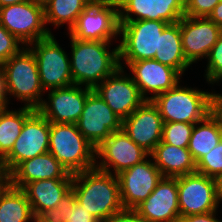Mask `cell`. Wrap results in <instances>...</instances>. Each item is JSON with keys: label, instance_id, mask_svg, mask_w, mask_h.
Here are the masks:
<instances>
[{"label": "cell", "instance_id": "cell-21", "mask_svg": "<svg viewBox=\"0 0 222 222\" xmlns=\"http://www.w3.org/2000/svg\"><path fill=\"white\" fill-rule=\"evenodd\" d=\"M119 22L137 20L177 23L185 14V0H117ZM136 15V18H133Z\"/></svg>", "mask_w": 222, "mask_h": 222}, {"label": "cell", "instance_id": "cell-25", "mask_svg": "<svg viewBox=\"0 0 222 222\" xmlns=\"http://www.w3.org/2000/svg\"><path fill=\"white\" fill-rule=\"evenodd\" d=\"M154 60L176 69L181 75L191 65L183 54L178 22L169 24L159 35V52H156Z\"/></svg>", "mask_w": 222, "mask_h": 222}, {"label": "cell", "instance_id": "cell-4", "mask_svg": "<svg viewBox=\"0 0 222 222\" xmlns=\"http://www.w3.org/2000/svg\"><path fill=\"white\" fill-rule=\"evenodd\" d=\"M210 92L182 87L179 83L152 102L158 107L163 123L185 122L195 124L209 114Z\"/></svg>", "mask_w": 222, "mask_h": 222}, {"label": "cell", "instance_id": "cell-12", "mask_svg": "<svg viewBox=\"0 0 222 222\" xmlns=\"http://www.w3.org/2000/svg\"><path fill=\"white\" fill-rule=\"evenodd\" d=\"M75 124L95 148L113 132L122 130V120L94 90L87 96L81 116Z\"/></svg>", "mask_w": 222, "mask_h": 222}, {"label": "cell", "instance_id": "cell-40", "mask_svg": "<svg viewBox=\"0 0 222 222\" xmlns=\"http://www.w3.org/2000/svg\"><path fill=\"white\" fill-rule=\"evenodd\" d=\"M10 183V174L6 169L3 158L0 157V192Z\"/></svg>", "mask_w": 222, "mask_h": 222}, {"label": "cell", "instance_id": "cell-19", "mask_svg": "<svg viewBox=\"0 0 222 222\" xmlns=\"http://www.w3.org/2000/svg\"><path fill=\"white\" fill-rule=\"evenodd\" d=\"M132 71V80L138 86L141 96L145 100H152L157 95L170 90L180 83L182 75L174 68L149 59L135 62H125ZM150 92L152 96H146Z\"/></svg>", "mask_w": 222, "mask_h": 222}, {"label": "cell", "instance_id": "cell-41", "mask_svg": "<svg viewBox=\"0 0 222 222\" xmlns=\"http://www.w3.org/2000/svg\"><path fill=\"white\" fill-rule=\"evenodd\" d=\"M208 18L222 28V0L214 7Z\"/></svg>", "mask_w": 222, "mask_h": 222}, {"label": "cell", "instance_id": "cell-8", "mask_svg": "<svg viewBox=\"0 0 222 222\" xmlns=\"http://www.w3.org/2000/svg\"><path fill=\"white\" fill-rule=\"evenodd\" d=\"M0 24L25 46L52 34L45 28L44 6L33 0L0 8Z\"/></svg>", "mask_w": 222, "mask_h": 222}, {"label": "cell", "instance_id": "cell-33", "mask_svg": "<svg viewBox=\"0 0 222 222\" xmlns=\"http://www.w3.org/2000/svg\"><path fill=\"white\" fill-rule=\"evenodd\" d=\"M207 60L204 76L209 84L214 85V83L222 81V31L217 43L210 50Z\"/></svg>", "mask_w": 222, "mask_h": 222}, {"label": "cell", "instance_id": "cell-27", "mask_svg": "<svg viewBox=\"0 0 222 222\" xmlns=\"http://www.w3.org/2000/svg\"><path fill=\"white\" fill-rule=\"evenodd\" d=\"M221 139L222 130L209 114L202 121L195 123L187 147L195 163L217 146Z\"/></svg>", "mask_w": 222, "mask_h": 222}, {"label": "cell", "instance_id": "cell-9", "mask_svg": "<svg viewBox=\"0 0 222 222\" xmlns=\"http://www.w3.org/2000/svg\"><path fill=\"white\" fill-rule=\"evenodd\" d=\"M27 47L35 56L40 83L45 92L73 85L70 57L57 43L53 34L32 42Z\"/></svg>", "mask_w": 222, "mask_h": 222}, {"label": "cell", "instance_id": "cell-2", "mask_svg": "<svg viewBox=\"0 0 222 222\" xmlns=\"http://www.w3.org/2000/svg\"><path fill=\"white\" fill-rule=\"evenodd\" d=\"M69 36L73 84L94 89L120 67L118 46L109 51L111 42L84 41Z\"/></svg>", "mask_w": 222, "mask_h": 222}, {"label": "cell", "instance_id": "cell-10", "mask_svg": "<svg viewBox=\"0 0 222 222\" xmlns=\"http://www.w3.org/2000/svg\"><path fill=\"white\" fill-rule=\"evenodd\" d=\"M178 201L180 216L217 211L216 179L198 172L178 176Z\"/></svg>", "mask_w": 222, "mask_h": 222}, {"label": "cell", "instance_id": "cell-45", "mask_svg": "<svg viewBox=\"0 0 222 222\" xmlns=\"http://www.w3.org/2000/svg\"><path fill=\"white\" fill-rule=\"evenodd\" d=\"M7 107L0 101V114L6 109Z\"/></svg>", "mask_w": 222, "mask_h": 222}, {"label": "cell", "instance_id": "cell-28", "mask_svg": "<svg viewBox=\"0 0 222 222\" xmlns=\"http://www.w3.org/2000/svg\"><path fill=\"white\" fill-rule=\"evenodd\" d=\"M34 108L23 106L18 110L6 108L0 114V157L4 158L13 148L21 134L25 121L35 112Z\"/></svg>", "mask_w": 222, "mask_h": 222}, {"label": "cell", "instance_id": "cell-30", "mask_svg": "<svg viewBox=\"0 0 222 222\" xmlns=\"http://www.w3.org/2000/svg\"><path fill=\"white\" fill-rule=\"evenodd\" d=\"M94 0H50L44 5L45 23L59 27L68 23L70 31L78 16Z\"/></svg>", "mask_w": 222, "mask_h": 222}, {"label": "cell", "instance_id": "cell-32", "mask_svg": "<svg viewBox=\"0 0 222 222\" xmlns=\"http://www.w3.org/2000/svg\"><path fill=\"white\" fill-rule=\"evenodd\" d=\"M196 172L212 178L222 173V139L196 163Z\"/></svg>", "mask_w": 222, "mask_h": 222}, {"label": "cell", "instance_id": "cell-29", "mask_svg": "<svg viewBox=\"0 0 222 222\" xmlns=\"http://www.w3.org/2000/svg\"><path fill=\"white\" fill-rule=\"evenodd\" d=\"M38 218L44 222H99L76 201L73 189L63 196L57 207L44 211Z\"/></svg>", "mask_w": 222, "mask_h": 222}, {"label": "cell", "instance_id": "cell-20", "mask_svg": "<svg viewBox=\"0 0 222 222\" xmlns=\"http://www.w3.org/2000/svg\"><path fill=\"white\" fill-rule=\"evenodd\" d=\"M134 210L147 222H179L178 177H163Z\"/></svg>", "mask_w": 222, "mask_h": 222}, {"label": "cell", "instance_id": "cell-18", "mask_svg": "<svg viewBox=\"0 0 222 222\" xmlns=\"http://www.w3.org/2000/svg\"><path fill=\"white\" fill-rule=\"evenodd\" d=\"M183 54L192 65L197 60L207 58L217 43L222 28L208 17H186L179 21Z\"/></svg>", "mask_w": 222, "mask_h": 222}, {"label": "cell", "instance_id": "cell-7", "mask_svg": "<svg viewBox=\"0 0 222 222\" xmlns=\"http://www.w3.org/2000/svg\"><path fill=\"white\" fill-rule=\"evenodd\" d=\"M118 2L94 0L78 16L69 34L84 41H107L119 35Z\"/></svg>", "mask_w": 222, "mask_h": 222}, {"label": "cell", "instance_id": "cell-26", "mask_svg": "<svg viewBox=\"0 0 222 222\" xmlns=\"http://www.w3.org/2000/svg\"><path fill=\"white\" fill-rule=\"evenodd\" d=\"M34 219L24 191L9 183L0 192V222H29Z\"/></svg>", "mask_w": 222, "mask_h": 222}, {"label": "cell", "instance_id": "cell-43", "mask_svg": "<svg viewBox=\"0 0 222 222\" xmlns=\"http://www.w3.org/2000/svg\"><path fill=\"white\" fill-rule=\"evenodd\" d=\"M25 1H29V0H0V8L8 6V5H12V4L22 3Z\"/></svg>", "mask_w": 222, "mask_h": 222}, {"label": "cell", "instance_id": "cell-14", "mask_svg": "<svg viewBox=\"0 0 222 222\" xmlns=\"http://www.w3.org/2000/svg\"><path fill=\"white\" fill-rule=\"evenodd\" d=\"M124 73V69L119 67L93 89L121 120L127 118L145 101L131 75Z\"/></svg>", "mask_w": 222, "mask_h": 222}, {"label": "cell", "instance_id": "cell-44", "mask_svg": "<svg viewBox=\"0 0 222 222\" xmlns=\"http://www.w3.org/2000/svg\"><path fill=\"white\" fill-rule=\"evenodd\" d=\"M35 1L36 3L40 4V5H45L47 2H49L50 0H33Z\"/></svg>", "mask_w": 222, "mask_h": 222}, {"label": "cell", "instance_id": "cell-39", "mask_svg": "<svg viewBox=\"0 0 222 222\" xmlns=\"http://www.w3.org/2000/svg\"><path fill=\"white\" fill-rule=\"evenodd\" d=\"M8 95H10L8 80L4 67L0 65V101L8 108Z\"/></svg>", "mask_w": 222, "mask_h": 222}, {"label": "cell", "instance_id": "cell-42", "mask_svg": "<svg viewBox=\"0 0 222 222\" xmlns=\"http://www.w3.org/2000/svg\"><path fill=\"white\" fill-rule=\"evenodd\" d=\"M215 179H216L218 196H219L220 201H222V173L218 175Z\"/></svg>", "mask_w": 222, "mask_h": 222}, {"label": "cell", "instance_id": "cell-38", "mask_svg": "<svg viewBox=\"0 0 222 222\" xmlns=\"http://www.w3.org/2000/svg\"><path fill=\"white\" fill-rule=\"evenodd\" d=\"M216 214V211H213L204 214L180 216L179 222H222L215 217Z\"/></svg>", "mask_w": 222, "mask_h": 222}, {"label": "cell", "instance_id": "cell-1", "mask_svg": "<svg viewBox=\"0 0 222 222\" xmlns=\"http://www.w3.org/2000/svg\"><path fill=\"white\" fill-rule=\"evenodd\" d=\"M76 201L101 222L123 210L117 175L96 167L73 174Z\"/></svg>", "mask_w": 222, "mask_h": 222}, {"label": "cell", "instance_id": "cell-17", "mask_svg": "<svg viewBox=\"0 0 222 222\" xmlns=\"http://www.w3.org/2000/svg\"><path fill=\"white\" fill-rule=\"evenodd\" d=\"M122 131L149 154L162 141L163 120L152 100H145L122 120Z\"/></svg>", "mask_w": 222, "mask_h": 222}, {"label": "cell", "instance_id": "cell-6", "mask_svg": "<svg viewBox=\"0 0 222 222\" xmlns=\"http://www.w3.org/2000/svg\"><path fill=\"white\" fill-rule=\"evenodd\" d=\"M119 35L122 37L118 45L119 65L121 60L135 62L154 59L159 52V35L169 25L166 21L137 20L119 22Z\"/></svg>", "mask_w": 222, "mask_h": 222}, {"label": "cell", "instance_id": "cell-5", "mask_svg": "<svg viewBox=\"0 0 222 222\" xmlns=\"http://www.w3.org/2000/svg\"><path fill=\"white\" fill-rule=\"evenodd\" d=\"M7 75L10 95L25 101L24 106L37 110L43 102L38 65L33 52L23 48L2 64Z\"/></svg>", "mask_w": 222, "mask_h": 222}, {"label": "cell", "instance_id": "cell-24", "mask_svg": "<svg viewBox=\"0 0 222 222\" xmlns=\"http://www.w3.org/2000/svg\"><path fill=\"white\" fill-rule=\"evenodd\" d=\"M163 177H178L196 172V163L187 147L161 141L149 154Z\"/></svg>", "mask_w": 222, "mask_h": 222}, {"label": "cell", "instance_id": "cell-34", "mask_svg": "<svg viewBox=\"0 0 222 222\" xmlns=\"http://www.w3.org/2000/svg\"><path fill=\"white\" fill-rule=\"evenodd\" d=\"M21 42L0 24V65L17 54L23 47ZM20 44V46H19Z\"/></svg>", "mask_w": 222, "mask_h": 222}, {"label": "cell", "instance_id": "cell-3", "mask_svg": "<svg viewBox=\"0 0 222 222\" xmlns=\"http://www.w3.org/2000/svg\"><path fill=\"white\" fill-rule=\"evenodd\" d=\"M48 152L71 174L92 169L98 161L96 148L79 132L76 124L50 123Z\"/></svg>", "mask_w": 222, "mask_h": 222}, {"label": "cell", "instance_id": "cell-11", "mask_svg": "<svg viewBox=\"0 0 222 222\" xmlns=\"http://www.w3.org/2000/svg\"><path fill=\"white\" fill-rule=\"evenodd\" d=\"M50 122L36 110L24 123L12 150L3 158L9 174L23 161L48 152Z\"/></svg>", "mask_w": 222, "mask_h": 222}, {"label": "cell", "instance_id": "cell-16", "mask_svg": "<svg viewBox=\"0 0 222 222\" xmlns=\"http://www.w3.org/2000/svg\"><path fill=\"white\" fill-rule=\"evenodd\" d=\"M92 88L73 84L51 89L48 102L43 101L37 109L50 123L75 124L81 116L87 96Z\"/></svg>", "mask_w": 222, "mask_h": 222}, {"label": "cell", "instance_id": "cell-31", "mask_svg": "<svg viewBox=\"0 0 222 222\" xmlns=\"http://www.w3.org/2000/svg\"><path fill=\"white\" fill-rule=\"evenodd\" d=\"M194 124L185 122L163 123L162 141L176 147H188Z\"/></svg>", "mask_w": 222, "mask_h": 222}, {"label": "cell", "instance_id": "cell-36", "mask_svg": "<svg viewBox=\"0 0 222 222\" xmlns=\"http://www.w3.org/2000/svg\"><path fill=\"white\" fill-rule=\"evenodd\" d=\"M209 115L222 130V94L211 92L209 98Z\"/></svg>", "mask_w": 222, "mask_h": 222}, {"label": "cell", "instance_id": "cell-46", "mask_svg": "<svg viewBox=\"0 0 222 222\" xmlns=\"http://www.w3.org/2000/svg\"><path fill=\"white\" fill-rule=\"evenodd\" d=\"M32 222H44V221L40 220L38 217H35V219Z\"/></svg>", "mask_w": 222, "mask_h": 222}, {"label": "cell", "instance_id": "cell-15", "mask_svg": "<svg viewBox=\"0 0 222 222\" xmlns=\"http://www.w3.org/2000/svg\"><path fill=\"white\" fill-rule=\"evenodd\" d=\"M152 160L145 159L117 175L124 209H135L147 199L163 178Z\"/></svg>", "mask_w": 222, "mask_h": 222}, {"label": "cell", "instance_id": "cell-35", "mask_svg": "<svg viewBox=\"0 0 222 222\" xmlns=\"http://www.w3.org/2000/svg\"><path fill=\"white\" fill-rule=\"evenodd\" d=\"M221 0H185L186 17H208Z\"/></svg>", "mask_w": 222, "mask_h": 222}, {"label": "cell", "instance_id": "cell-23", "mask_svg": "<svg viewBox=\"0 0 222 222\" xmlns=\"http://www.w3.org/2000/svg\"><path fill=\"white\" fill-rule=\"evenodd\" d=\"M73 178H53L27 183L26 194L35 217L58 206L60 200L72 189Z\"/></svg>", "mask_w": 222, "mask_h": 222}, {"label": "cell", "instance_id": "cell-37", "mask_svg": "<svg viewBox=\"0 0 222 222\" xmlns=\"http://www.w3.org/2000/svg\"><path fill=\"white\" fill-rule=\"evenodd\" d=\"M106 222H147L134 209H123Z\"/></svg>", "mask_w": 222, "mask_h": 222}, {"label": "cell", "instance_id": "cell-13", "mask_svg": "<svg viewBox=\"0 0 222 222\" xmlns=\"http://www.w3.org/2000/svg\"><path fill=\"white\" fill-rule=\"evenodd\" d=\"M149 153L134 143L122 130L113 132L96 148L95 167L104 172L120 174L122 171L143 162Z\"/></svg>", "mask_w": 222, "mask_h": 222}, {"label": "cell", "instance_id": "cell-22", "mask_svg": "<svg viewBox=\"0 0 222 222\" xmlns=\"http://www.w3.org/2000/svg\"><path fill=\"white\" fill-rule=\"evenodd\" d=\"M53 178H73L49 152L21 162L10 173V184L22 189L27 183Z\"/></svg>", "mask_w": 222, "mask_h": 222}]
</instances>
